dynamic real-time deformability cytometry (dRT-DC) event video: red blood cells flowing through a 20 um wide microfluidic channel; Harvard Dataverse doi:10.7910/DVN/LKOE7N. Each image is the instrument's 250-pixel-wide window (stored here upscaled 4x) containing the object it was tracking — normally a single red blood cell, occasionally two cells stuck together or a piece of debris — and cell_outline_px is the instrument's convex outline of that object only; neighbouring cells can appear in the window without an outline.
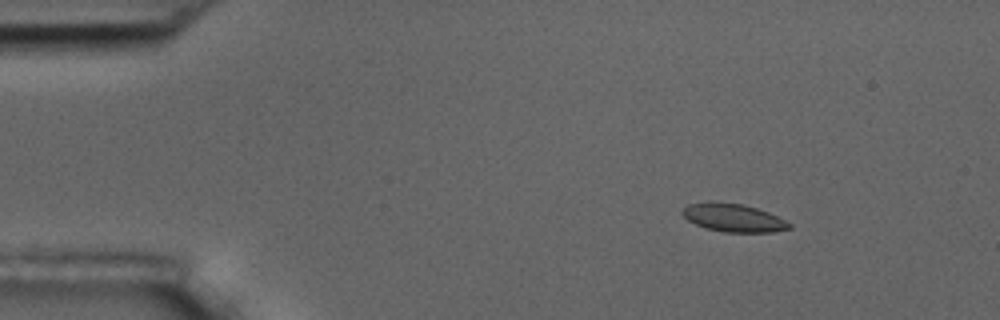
{"species": "common noctule bat (a hibernating species)", "species_latin": "Nyctalus noctula", "temperature_condition": "room temperature", "stored_images_in_passage": 11, "camera_frame_rate_fps": 3000, "um_per_image_px": 0.085, "animal": {"sex": "male", "body_mass_g": 17.5, "forearm_length_mm": 52.3}, "frame": {"image": 1, "passage_image": 2, "time_ms": 2.0, "image_size_px": [1000, 320], "cell_outline_px": [[792, 228], [772, 232], [724, 232], [704, 228], [688, 220], [680, 212], [688, 204], [708, 200], [740, 204], [756, 208], [768, 212], [792, 224]], "centroid_in_image_um": [62.3, 18.5], "position_along_channel_um": 22.7, "area_um2": 17.57}}
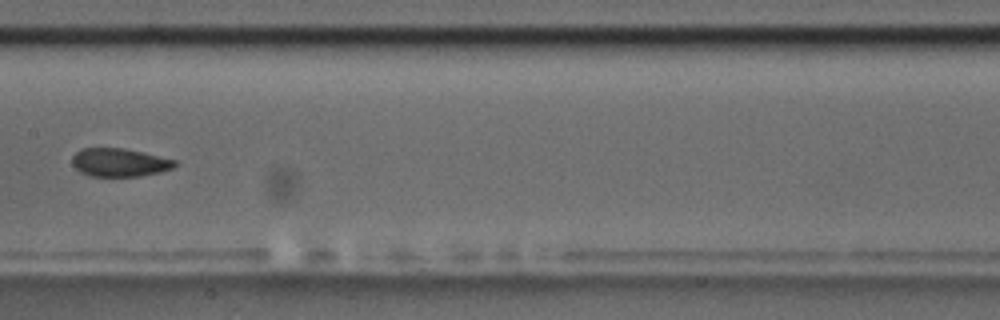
{"frame": {"image": 2, "passage_image": 8, "time_ms": 9.0, "image_size_px": [1000, 320], "cell_outline_px": [[176, 164], [172, 168], [160, 172], [140, 176], [92, 176], [80, 172], [72, 164], [72, 156], [80, 148], [124, 148], [144, 152], [176, 160]], "centroid_in_image_um": [10.14, 13.8], "position_along_channel_um": 197.3, "area_um2": 16.94}}
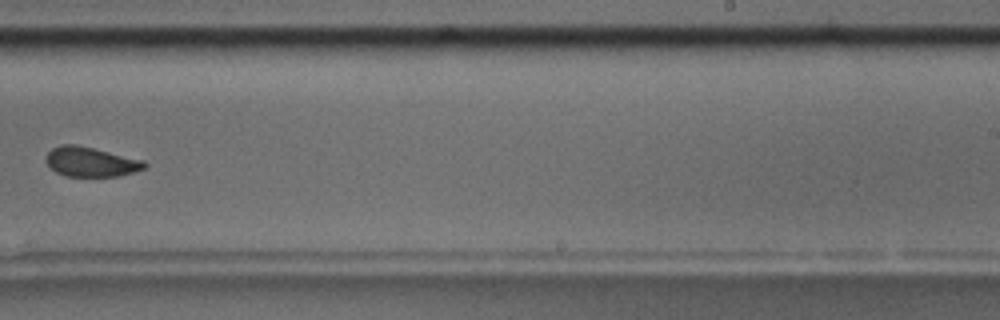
{"frame": {"image": 3, "passage_image": 10, "time_ms": 11.333, "image_size_px": [1000, 320], "cell_outline_px": [[148, 164], [144, 168], [132, 172], [116, 176], [64, 176], [48, 168], [44, 160], [44, 156], [52, 148], [60, 144], [76, 144], [144, 160]], "centroid_in_image_um": [7.64, 13.75], "position_along_channel_um": 281.4, "area_um2": 17.17}}